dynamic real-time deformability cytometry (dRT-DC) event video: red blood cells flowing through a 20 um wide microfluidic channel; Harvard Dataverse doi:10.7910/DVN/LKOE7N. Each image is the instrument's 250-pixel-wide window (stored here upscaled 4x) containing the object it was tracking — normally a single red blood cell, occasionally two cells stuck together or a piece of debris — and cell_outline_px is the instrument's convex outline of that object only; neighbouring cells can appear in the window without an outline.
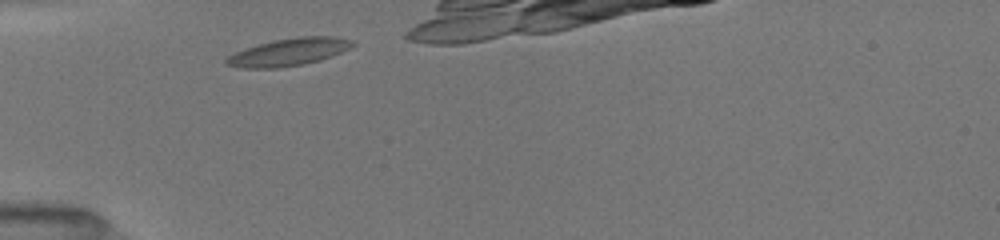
{"species": "common noctule bat (a hibernating species)", "species_latin": "Nyctalus noctula", "temperature_condition": "room temperature", "stored_images_in_passage": 28, "camera_frame_rate_fps": 3000, "um_per_image_px": 0.085, "animal": {"sex": "female", "body_mass_g": 19.5, "forearm_length_mm": 54.1}, "frame": {"image": 1, "passage_image": 2, "time_ms": 0.333, "image_size_px": [1000, 240], "cell_outline_px": [[356, 44], [352, 48], [332, 56], [320, 60], [304, 64], [280, 68], [240, 68], [224, 64], [224, 60], [228, 56], [244, 48], [276, 40], [300, 36], [336, 36], [352, 40]], "centroid_in_image_um": [24.57, 4.43], "position_along_channel_um": 60.4, "area_um2": 20.35}}
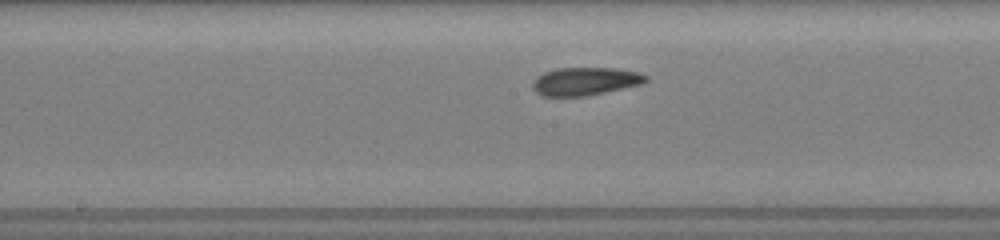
{"frame": {"image": 2, "passage_image": 13, "time_ms": 4.0, "image_size_px": [1000, 240], "cell_outline_px": [[648, 80], [644, 84], [584, 96], [540, 96], [532, 88], [532, 80], [536, 76], [544, 72], [556, 68], [616, 68], [636, 72], [648, 76]], "centroid_in_image_um": [49.71, 6.91], "position_along_channel_um": 198.5, "area_um2": 18.61}}
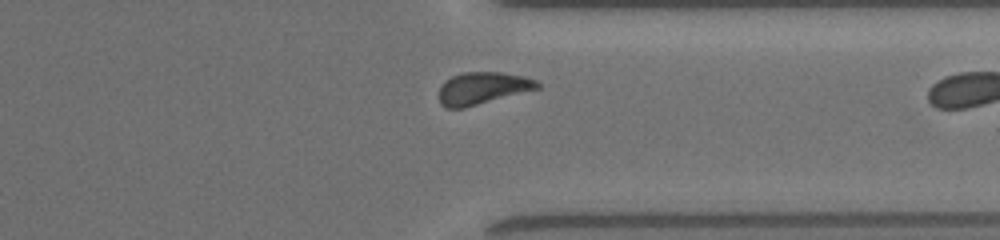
{"frame": {"image": 3, "passage_image": 26, "time_ms": 8.333, "image_size_px": [1000, 240], "cell_outline_px": [[540, 88], [464, 108], [444, 108], [440, 104], [440, 88], [444, 80], [460, 72], [504, 72], [524, 76], [536, 80], [540, 84]], "centroid_in_image_um": [41.01, 7.49], "position_along_channel_um": 370.4, "area_um2": 18.55}}